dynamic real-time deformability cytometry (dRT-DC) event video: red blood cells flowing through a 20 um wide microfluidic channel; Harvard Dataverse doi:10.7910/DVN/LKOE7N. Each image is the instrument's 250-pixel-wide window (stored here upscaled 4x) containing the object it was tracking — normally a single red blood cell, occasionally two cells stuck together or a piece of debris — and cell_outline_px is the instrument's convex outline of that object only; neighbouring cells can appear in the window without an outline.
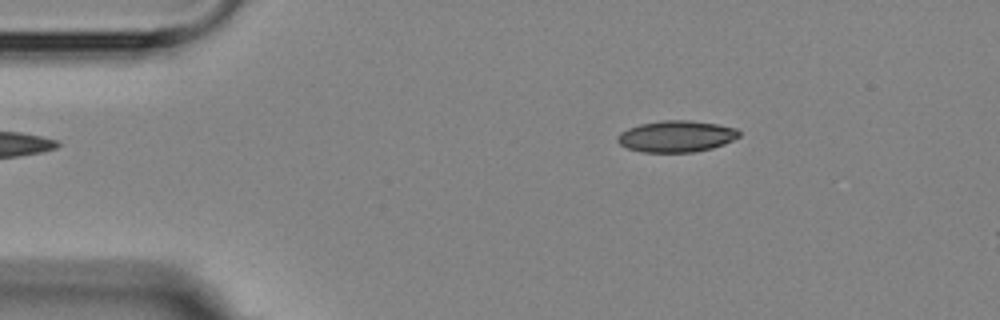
{"species": "Egyptian fruit bat (a non-hibernating species)", "species_latin": "Rousettus aegyptiacus", "temperature_condition": "room temperature", "stored_images_in_passage": 3, "camera_frame_rate_fps": 3000, "um_per_image_px": 0.085, "animal": {"sex": "female"}, "frame": {"image": 1, "passage_image": 3, "time_ms": 2.667, "image_size_px": [1000, 320], "cell_outline_px": [[740, 136], [724, 144], [712, 148], [692, 152], [644, 152], [628, 148], [620, 144], [616, 140], [616, 136], [620, 132], [628, 128], [640, 124], [660, 120], [688, 120], [716, 124], [736, 128], [740, 132]], "centroid_in_image_um": [57.47, 11.58], "position_along_channel_um": 27.5, "area_um2": 22.25}}